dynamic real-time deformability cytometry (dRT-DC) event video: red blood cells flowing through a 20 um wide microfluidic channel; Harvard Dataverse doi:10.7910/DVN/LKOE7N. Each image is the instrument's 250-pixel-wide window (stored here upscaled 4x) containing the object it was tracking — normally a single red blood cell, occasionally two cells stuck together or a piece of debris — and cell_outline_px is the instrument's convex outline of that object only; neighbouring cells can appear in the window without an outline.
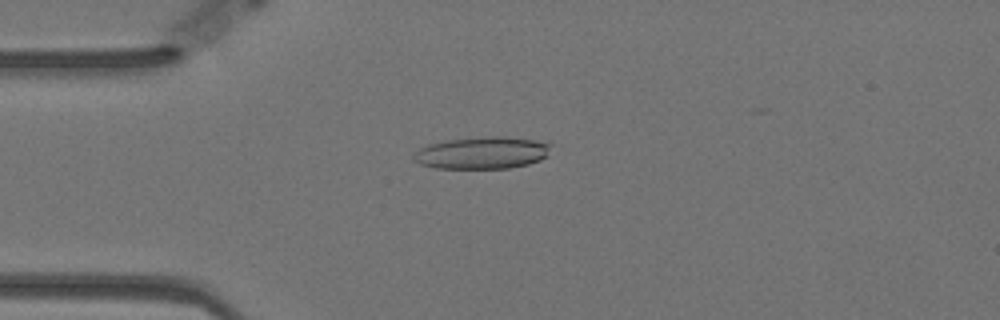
{"species": "Egyptian fruit bat (a non-hibernating species)", "species_latin": "Rousettus aegyptiacus", "temperature_condition": "warm", "stored_images_in_passage": 49, "camera_frame_rate_fps": 3000, "um_per_image_px": 0.085, "animal": {"sex": "female"}, "frame": {"image": 1, "passage_image": 13, "time_ms": 4.0, "image_size_px": [1000, 320], "cell_outline_px": [[552, 144], [548, 156], [540, 160], [528, 164], [508, 168], [436, 168], [420, 164], [412, 160], [412, 156], [420, 148], [428, 144], [448, 140], [488, 136], [504, 136], [536, 140]], "centroid_in_image_um": [41.0, 12.99], "position_along_channel_um": 44.0, "area_um2": 25.78}}
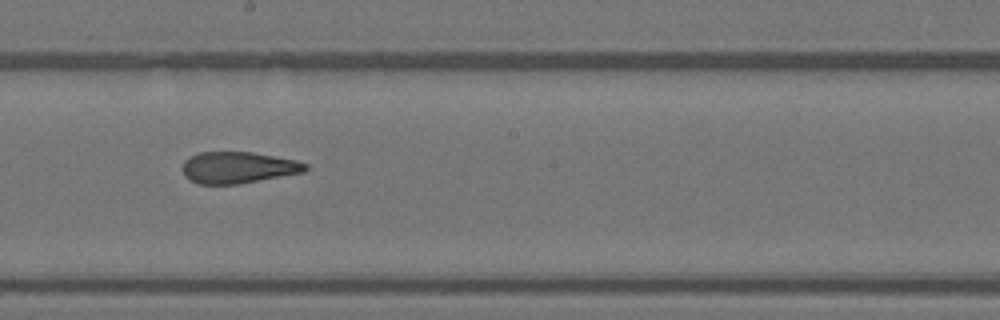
{"frame": {"image": 2, "passage_image": 30, "time_ms": 9.667, "image_size_px": [1000, 320], "cell_outline_px": [[308, 168], [304, 172], [236, 184], [196, 184], [188, 180], [184, 176], [180, 168], [184, 160], [188, 156], [200, 152], [252, 152], [296, 160], [308, 164]], "centroid_in_image_um": [20.16, 14.24], "position_along_channel_um": 228.0, "area_um2": 22.77}}
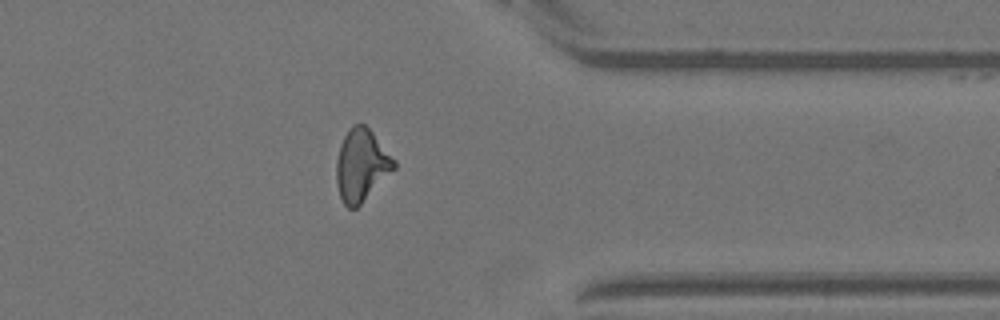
{"frame": {"image": 3, "passage_image": 44, "time_ms": 14.333, "image_size_px": [1000, 320], "cell_outline_px": [[396, 168], [356, 208], [348, 208], [344, 204], [340, 196], [336, 184], [336, 160], [340, 144], [348, 128], [352, 124], [364, 124], [372, 132], [396, 160]], "centroid_in_image_um": [30.71, 14.03], "position_along_channel_um": 380.7, "area_um2": 24.22}, "authors_computed_cell_mechanics": {"area_um2": 24.276, "velocity_mm_per_s": 3.5242, "shape_relaxation_time_tau1_ms": null, "shape_relaxation_time_tau2_ms": 2.3481, "deformation_change_tau1": null, "deformation_change_tau2": 0.1189}}